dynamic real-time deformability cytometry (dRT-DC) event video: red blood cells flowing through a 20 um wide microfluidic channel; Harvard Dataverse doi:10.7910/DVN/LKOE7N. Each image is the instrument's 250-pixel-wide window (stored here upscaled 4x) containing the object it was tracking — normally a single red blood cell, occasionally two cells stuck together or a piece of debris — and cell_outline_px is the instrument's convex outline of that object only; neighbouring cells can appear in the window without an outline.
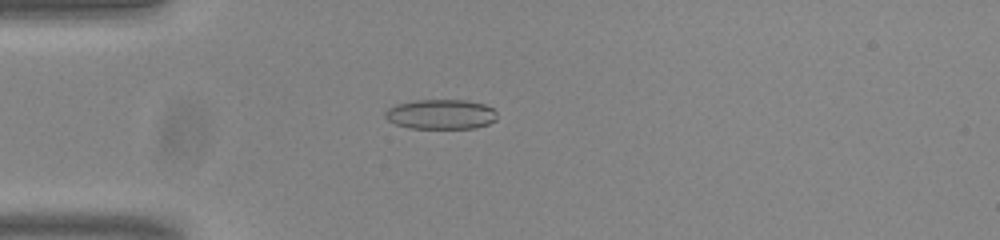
{"species": "common noctule bat (a hibernating species)", "species_latin": "Nyctalus noctula", "temperature_condition": "room temperature", "stored_images_in_passage": 52, "camera_frame_rate_fps": 3000, "um_per_image_px": 0.085, "animal": {"sex": "male", "body_mass_g": 20.0, "forearm_length_mm": 53.3}, "frame": {"image": 1, "passage_image": 13, "time_ms": 4.0, "image_size_px": [1000, 240], "cell_outline_px": [[496, 120], [488, 124], [476, 128], [408, 128], [396, 124], [388, 120], [384, 116], [384, 112], [388, 108], [396, 104], [416, 100], [464, 100], [484, 104], [492, 108], [496, 112]], "centroid_in_image_um": [37.46, 9.71], "position_along_channel_um": 47.5, "area_um2": 19.48}}
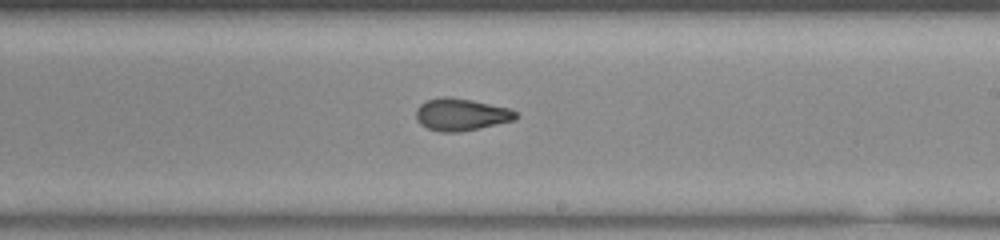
{"frame": {"image": 2, "passage_image": 30, "time_ms": 9.667, "image_size_px": [1000, 240], "cell_outline_px": [[516, 120], [460, 132], [440, 132], [428, 128], [420, 124], [416, 120], [416, 108], [420, 104], [428, 100], [444, 96], [448, 96], [472, 100], [508, 108], [516, 112]], "centroid_in_image_um": [39.16, 9.74], "position_along_channel_um": 249.8, "area_um2": 18.67}}
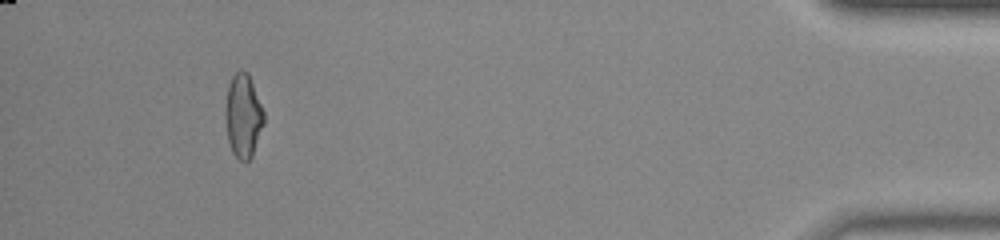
{"frame": {"image": 3, "passage_image": 48, "time_ms": 15.667, "image_size_px": [1000, 240], "cell_outline_px": [[264, 124], [252, 156], [248, 160], [240, 160], [232, 152], [228, 140], [228, 84], [232, 76], [240, 68], [248, 72], [264, 112]], "centroid_in_image_um": [20.72, 9.83], "position_along_channel_um": 414.5, "area_um2": 18.03}, "authors_computed_cell_mechanics": {"area_um2": 18.9584, "velocity_mm_per_s": 3.8426, "shape_relaxation_time_tau1_ms": null, "shape_relaxation_time_tau2_ms": 1.4744, "deformation_change_tau1": null, "deformation_change_tau2": 0.0654}}